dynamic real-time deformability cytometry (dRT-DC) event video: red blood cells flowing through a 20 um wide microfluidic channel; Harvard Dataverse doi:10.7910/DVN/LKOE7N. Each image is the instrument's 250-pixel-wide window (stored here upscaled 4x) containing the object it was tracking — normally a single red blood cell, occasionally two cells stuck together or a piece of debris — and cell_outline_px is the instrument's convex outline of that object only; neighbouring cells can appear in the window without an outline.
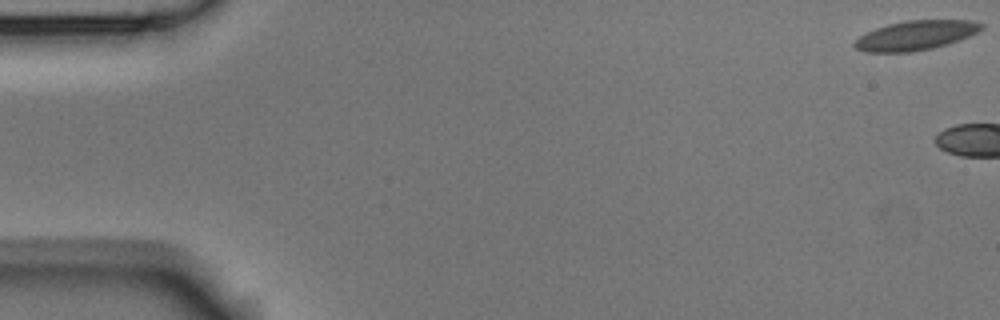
{"species": "Egyptian fruit bat (a non-hibernating species)", "species_latin": "Rousettus aegyptiacus", "temperature_condition": "room temperature", "stored_images_in_passage": 5, "camera_frame_rate_fps": 3000, "um_per_image_px": 0.085, "animal": {"sex": "male"}, "frame": {"image": 1, "passage_image": 1, "time_ms": 0.0, "image_size_px": [1000, 320], "cell_outline_px": [[984, 28], [960, 40], [948, 44], [932, 48], [912, 52], [864, 52], [856, 48], [852, 44], [860, 36], [876, 28], [888, 24], [908, 20], [972, 20], [984, 24]], "centroid_in_image_um": [77.85, 3.01], "position_along_channel_um": 7.2, "area_um2": 21.73}}